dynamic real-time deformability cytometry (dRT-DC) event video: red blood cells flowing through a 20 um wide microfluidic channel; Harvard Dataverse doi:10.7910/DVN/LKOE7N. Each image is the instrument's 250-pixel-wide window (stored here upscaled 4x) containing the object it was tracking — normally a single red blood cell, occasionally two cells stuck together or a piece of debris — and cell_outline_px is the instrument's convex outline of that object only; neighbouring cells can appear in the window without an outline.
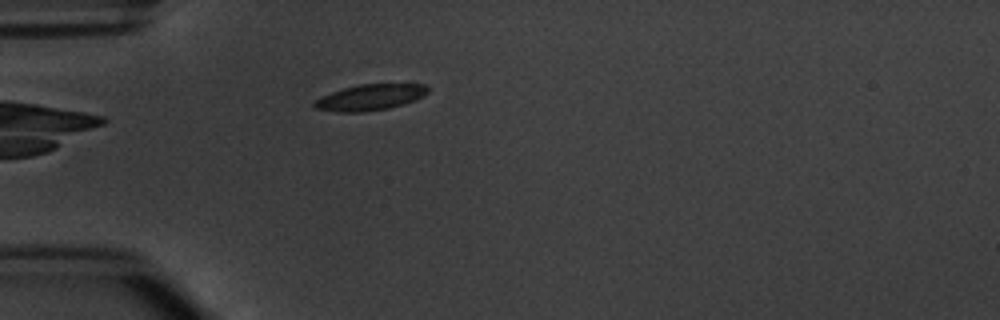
{"species": "common noctule bat (a hibernating species)", "species_latin": "Nyctalus noctula", "temperature_condition": "warm", "stored_images_in_passage": 3, "camera_frame_rate_fps": 3000, "um_per_image_px": 0.085, "animal": {"sex": "male", "body_mass_g": 20.1, "forearm_length_mm": 53.5}, "frame": {"image": 1, "passage_image": 3, "time_ms": 2.333, "image_size_px": [1000, 320], "cell_outline_px": [[428, 92], [412, 100], [388, 108], [364, 112], [336, 112], [316, 108], [312, 104], [316, 100], [332, 92], [344, 88], [360, 84], [424, 84], [428, 88]], "centroid_in_image_um": [31.42, 8.27], "position_along_channel_um": 53.6, "area_um2": 16.7}}